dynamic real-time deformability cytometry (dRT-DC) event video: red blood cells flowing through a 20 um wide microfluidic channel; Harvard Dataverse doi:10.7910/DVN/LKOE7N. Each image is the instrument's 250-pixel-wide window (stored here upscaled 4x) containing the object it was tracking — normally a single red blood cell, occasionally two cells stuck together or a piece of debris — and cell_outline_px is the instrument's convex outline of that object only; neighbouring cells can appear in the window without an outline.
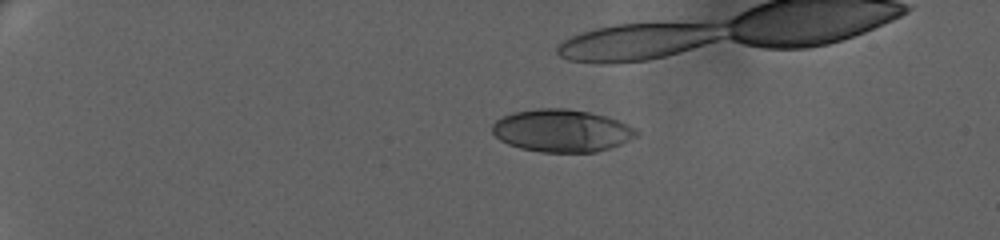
{"species": "human", "species_latin": "Homo sapiens", "temperature_condition": "warm", "stored_images_in_passage": 41, "camera_frame_rate_fps": 3000, "um_per_image_px": 0.085, "donor": {"sex": "female"}, "frame": {"image": 1, "passage_image": 1, "time_ms": 0.0, "image_size_px": [1000, 240], "cell_outline_px": [[640, 132], [636, 136], [620, 144], [596, 152], [540, 152], [520, 148], [508, 144], [500, 140], [492, 132], [492, 124], [496, 120], [512, 112], [536, 108], [568, 108], [588, 112], [604, 116], [628, 124], [636, 128]], "centroid_in_image_um": [47.73, 11.1], "position_along_channel_um": 37.3, "area_um2": 35.72}}
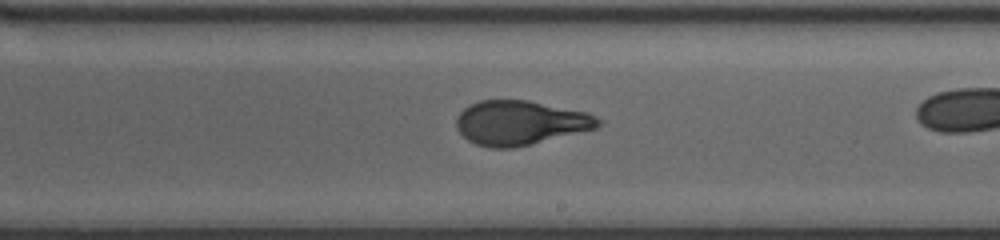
{"frame": {"image": 2, "passage_image": 28, "time_ms": 9.0, "image_size_px": [1000, 240], "cell_outline_px": [[600, 124], [596, 128], [516, 148], [488, 148], [476, 144], [468, 140], [456, 128], [456, 116], [464, 108], [480, 100], [528, 100], [588, 112], [596, 116], [600, 120]], "centroid_in_image_um": [44.2, 10.44], "position_along_channel_um": 244.8, "area_um2": 36.7}}
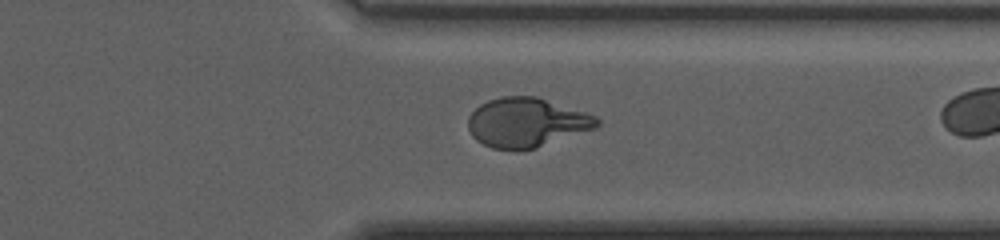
{"frame": {"image": 3, "passage_image": 39, "time_ms": 12.667, "image_size_px": [1000, 240], "cell_outline_px": [[600, 124], [596, 128], [536, 148], [492, 148], [476, 140], [472, 136], [468, 128], [468, 116], [480, 104], [488, 100], [504, 96], [536, 96], [596, 116], [600, 120]], "centroid_in_image_um": [44.76, 10.4], "position_along_channel_um": 366.6, "area_um2": 36.65}}